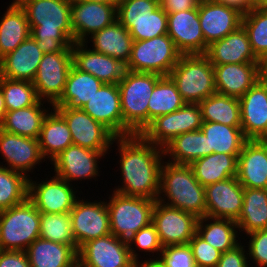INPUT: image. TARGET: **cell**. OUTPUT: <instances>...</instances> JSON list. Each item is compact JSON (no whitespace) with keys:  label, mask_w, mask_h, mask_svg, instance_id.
<instances>
[{"label":"cell","mask_w":267,"mask_h":267,"mask_svg":"<svg viewBox=\"0 0 267 267\" xmlns=\"http://www.w3.org/2000/svg\"><path fill=\"white\" fill-rule=\"evenodd\" d=\"M122 186L114 192L125 196L157 200L160 191L163 148L146 141L140 134L115 137ZM124 183V184H123Z\"/></svg>","instance_id":"cell-1"},{"label":"cell","mask_w":267,"mask_h":267,"mask_svg":"<svg viewBox=\"0 0 267 267\" xmlns=\"http://www.w3.org/2000/svg\"><path fill=\"white\" fill-rule=\"evenodd\" d=\"M25 11L31 37L44 54L72 48L71 2L68 0H15Z\"/></svg>","instance_id":"cell-2"},{"label":"cell","mask_w":267,"mask_h":267,"mask_svg":"<svg viewBox=\"0 0 267 267\" xmlns=\"http://www.w3.org/2000/svg\"><path fill=\"white\" fill-rule=\"evenodd\" d=\"M157 200L186 211L198 219L206 216L205 187L195 178L189 165L163 162Z\"/></svg>","instance_id":"cell-3"},{"label":"cell","mask_w":267,"mask_h":267,"mask_svg":"<svg viewBox=\"0 0 267 267\" xmlns=\"http://www.w3.org/2000/svg\"><path fill=\"white\" fill-rule=\"evenodd\" d=\"M168 76L186 103H200L217 93L214 66L205 54H181Z\"/></svg>","instance_id":"cell-4"},{"label":"cell","mask_w":267,"mask_h":267,"mask_svg":"<svg viewBox=\"0 0 267 267\" xmlns=\"http://www.w3.org/2000/svg\"><path fill=\"white\" fill-rule=\"evenodd\" d=\"M161 75L127 70L118 83L123 122L140 134L148 125V102Z\"/></svg>","instance_id":"cell-5"},{"label":"cell","mask_w":267,"mask_h":267,"mask_svg":"<svg viewBox=\"0 0 267 267\" xmlns=\"http://www.w3.org/2000/svg\"><path fill=\"white\" fill-rule=\"evenodd\" d=\"M117 20L134 41L167 34V13L161 8L160 0H119Z\"/></svg>","instance_id":"cell-6"},{"label":"cell","mask_w":267,"mask_h":267,"mask_svg":"<svg viewBox=\"0 0 267 267\" xmlns=\"http://www.w3.org/2000/svg\"><path fill=\"white\" fill-rule=\"evenodd\" d=\"M40 213L29 199L0 211V250L25 251L40 237Z\"/></svg>","instance_id":"cell-7"},{"label":"cell","mask_w":267,"mask_h":267,"mask_svg":"<svg viewBox=\"0 0 267 267\" xmlns=\"http://www.w3.org/2000/svg\"><path fill=\"white\" fill-rule=\"evenodd\" d=\"M106 205L109 211L110 232L128 241L141 228L152 223L156 200L125 196L114 192Z\"/></svg>","instance_id":"cell-8"},{"label":"cell","mask_w":267,"mask_h":267,"mask_svg":"<svg viewBox=\"0 0 267 267\" xmlns=\"http://www.w3.org/2000/svg\"><path fill=\"white\" fill-rule=\"evenodd\" d=\"M181 53L168 34L147 40L134 41L126 69L133 72L168 76Z\"/></svg>","instance_id":"cell-9"},{"label":"cell","mask_w":267,"mask_h":267,"mask_svg":"<svg viewBox=\"0 0 267 267\" xmlns=\"http://www.w3.org/2000/svg\"><path fill=\"white\" fill-rule=\"evenodd\" d=\"M202 124L199 103H185L175 112L156 117L140 135L153 145L163 148L180 134L200 130Z\"/></svg>","instance_id":"cell-10"},{"label":"cell","mask_w":267,"mask_h":267,"mask_svg":"<svg viewBox=\"0 0 267 267\" xmlns=\"http://www.w3.org/2000/svg\"><path fill=\"white\" fill-rule=\"evenodd\" d=\"M72 65V48L43 55L32 82L40 100L52 106L61 97Z\"/></svg>","instance_id":"cell-11"},{"label":"cell","mask_w":267,"mask_h":267,"mask_svg":"<svg viewBox=\"0 0 267 267\" xmlns=\"http://www.w3.org/2000/svg\"><path fill=\"white\" fill-rule=\"evenodd\" d=\"M66 121L72 135L73 145L108 152L115 136L101 123L94 120L82 109L66 106H52Z\"/></svg>","instance_id":"cell-12"},{"label":"cell","mask_w":267,"mask_h":267,"mask_svg":"<svg viewBox=\"0 0 267 267\" xmlns=\"http://www.w3.org/2000/svg\"><path fill=\"white\" fill-rule=\"evenodd\" d=\"M197 222L196 216L156 200L152 224L163 247L188 244L197 232Z\"/></svg>","instance_id":"cell-13"},{"label":"cell","mask_w":267,"mask_h":267,"mask_svg":"<svg viewBox=\"0 0 267 267\" xmlns=\"http://www.w3.org/2000/svg\"><path fill=\"white\" fill-rule=\"evenodd\" d=\"M77 256L83 267H135L128 241L112 233L84 243Z\"/></svg>","instance_id":"cell-14"},{"label":"cell","mask_w":267,"mask_h":267,"mask_svg":"<svg viewBox=\"0 0 267 267\" xmlns=\"http://www.w3.org/2000/svg\"><path fill=\"white\" fill-rule=\"evenodd\" d=\"M84 201L78 198L70 211L72 232L78 249L90 240L111 233L106 202Z\"/></svg>","instance_id":"cell-15"},{"label":"cell","mask_w":267,"mask_h":267,"mask_svg":"<svg viewBox=\"0 0 267 267\" xmlns=\"http://www.w3.org/2000/svg\"><path fill=\"white\" fill-rule=\"evenodd\" d=\"M81 109L106 127L115 137L135 134L123 122L118 84L104 83Z\"/></svg>","instance_id":"cell-16"},{"label":"cell","mask_w":267,"mask_h":267,"mask_svg":"<svg viewBox=\"0 0 267 267\" xmlns=\"http://www.w3.org/2000/svg\"><path fill=\"white\" fill-rule=\"evenodd\" d=\"M73 43H88V37L117 20V4L78 0L71 2Z\"/></svg>","instance_id":"cell-17"},{"label":"cell","mask_w":267,"mask_h":267,"mask_svg":"<svg viewBox=\"0 0 267 267\" xmlns=\"http://www.w3.org/2000/svg\"><path fill=\"white\" fill-rule=\"evenodd\" d=\"M198 13L205 53L212 42L221 40L242 25V11L214 0H200Z\"/></svg>","instance_id":"cell-18"},{"label":"cell","mask_w":267,"mask_h":267,"mask_svg":"<svg viewBox=\"0 0 267 267\" xmlns=\"http://www.w3.org/2000/svg\"><path fill=\"white\" fill-rule=\"evenodd\" d=\"M38 183L29 179L28 199L41 213H70L79 198L72 183L56 175Z\"/></svg>","instance_id":"cell-19"},{"label":"cell","mask_w":267,"mask_h":267,"mask_svg":"<svg viewBox=\"0 0 267 267\" xmlns=\"http://www.w3.org/2000/svg\"><path fill=\"white\" fill-rule=\"evenodd\" d=\"M107 153L72 144L51 162L55 175L70 183L99 176L98 160Z\"/></svg>","instance_id":"cell-20"},{"label":"cell","mask_w":267,"mask_h":267,"mask_svg":"<svg viewBox=\"0 0 267 267\" xmlns=\"http://www.w3.org/2000/svg\"><path fill=\"white\" fill-rule=\"evenodd\" d=\"M239 103L244 136L248 140L267 139V82L259 80Z\"/></svg>","instance_id":"cell-21"},{"label":"cell","mask_w":267,"mask_h":267,"mask_svg":"<svg viewBox=\"0 0 267 267\" xmlns=\"http://www.w3.org/2000/svg\"><path fill=\"white\" fill-rule=\"evenodd\" d=\"M167 34L181 54H205L198 6L187 11L168 13Z\"/></svg>","instance_id":"cell-22"},{"label":"cell","mask_w":267,"mask_h":267,"mask_svg":"<svg viewBox=\"0 0 267 267\" xmlns=\"http://www.w3.org/2000/svg\"><path fill=\"white\" fill-rule=\"evenodd\" d=\"M244 187L230 177L205 187L206 216L236 221L243 206Z\"/></svg>","instance_id":"cell-23"},{"label":"cell","mask_w":267,"mask_h":267,"mask_svg":"<svg viewBox=\"0 0 267 267\" xmlns=\"http://www.w3.org/2000/svg\"><path fill=\"white\" fill-rule=\"evenodd\" d=\"M0 153L6 160L4 162H7V168L26 177L29 176V179L31 177L28 172H31L36 164L42 163V160L45 161L38 139L8 133L2 129H0Z\"/></svg>","instance_id":"cell-24"},{"label":"cell","mask_w":267,"mask_h":267,"mask_svg":"<svg viewBox=\"0 0 267 267\" xmlns=\"http://www.w3.org/2000/svg\"><path fill=\"white\" fill-rule=\"evenodd\" d=\"M85 42L73 43V65L107 84H118L124 77L126 64L108 55L87 49Z\"/></svg>","instance_id":"cell-25"},{"label":"cell","mask_w":267,"mask_h":267,"mask_svg":"<svg viewBox=\"0 0 267 267\" xmlns=\"http://www.w3.org/2000/svg\"><path fill=\"white\" fill-rule=\"evenodd\" d=\"M236 177L244 188L267 189V139L245 142L238 155Z\"/></svg>","instance_id":"cell-26"},{"label":"cell","mask_w":267,"mask_h":267,"mask_svg":"<svg viewBox=\"0 0 267 267\" xmlns=\"http://www.w3.org/2000/svg\"><path fill=\"white\" fill-rule=\"evenodd\" d=\"M213 66L216 91L222 95L240 99L260 80V62Z\"/></svg>","instance_id":"cell-27"},{"label":"cell","mask_w":267,"mask_h":267,"mask_svg":"<svg viewBox=\"0 0 267 267\" xmlns=\"http://www.w3.org/2000/svg\"><path fill=\"white\" fill-rule=\"evenodd\" d=\"M44 53L31 36L0 59V76L33 82Z\"/></svg>","instance_id":"cell-28"},{"label":"cell","mask_w":267,"mask_h":267,"mask_svg":"<svg viewBox=\"0 0 267 267\" xmlns=\"http://www.w3.org/2000/svg\"><path fill=\"white\" fill-rule=\"evenodd\" d=\"M205 55L213 65L260 62L252 51L243 25L221 40L212 42Z\"/></svg>","instance_id":"cell-29"},{"label":"cell","mask_w":267,"mask_h":267,"mask_svg":"<svg viewBox=\"0 0 267 267\" xmlns=\"http://www.w3.org/2000/svg\"><path fill=\"white\" fill-rule=\"evenodd\" d=\"M92 50L127 64L134 40L130 32L118 21L89 36Z\"/></svg>","instance_id":"cell-30"},{"label":"cell","mask_w":267,"mask_h":267,"mask_svg":"<svg viewBox=\"0 0 267 267\" xmlns=\"http://www.w3.org/2000/svg\"><path fill=\"white\" fill-rule=\"evenodd\" d=\"M25 252L31 267H70L78 260L77 251L71 245L40 237Z\"/></svg>","instance_id":"cell-31"},{"label":"cell","mask_w":267,"mask_h":267,"mask_svg":"<svg viewBox=\"0 0 267 267\" xmlns=\"http://www.w3.org/2000/svg\"><path fill=\"white\" fill-rule=\"evenodd\" d=\"M104 83L90 73L80 71L74 65L69 70L61 97L52 106L81 109Z\"/></svg>","instance_id":"cell-32"},{"label":"cell","mask_w":267,"mask_h":267,"mask_svg":"<svg viewBox=\"0 0 267 267\" xmlns=\"http://www.w3.org/2000/svg\"><path fill=\"white\" fill-rule=\"evenodd\" d=\"M38 143L44 159L50 157V161L73 144L72 135L65 119L54 108L43 120Z\"/></svg>","instance_id":"cell-33"},{"label":"cell","mask_w":267,"mask_h":267,"mask_svg":"<svg viewBox=\"0 0 267 267\" xmlns=\"http://www.w3.org/2000/svg\"><path fill=\"white\" fill-rule=\"evenodd\" d=\"M239 154L212 153L192 162L195 178L206 187L207 185L226 180L237 175Z\"/></svg>","instance_id":"cell-34"},{"label":"cell","mask_w":267,"mask_h":267,"mask_svg":"<svg viewBox=\"0 0 267 267\" xmlns=\"http://www.w3.org/2000/svg\"><path fill=\"white\" fill-rule=\"evenodd\" d=\"M30 31L25 11L13 0L0 19V59L28 39Z\"/></svg>","instance_id":"cell-35"},{"label":"cell","mask_w":267,"mask_h":267,"mask_svg":"<svg viewBox=\"0 0 267 267\" xmlns=\"http://www.w3.org/2000/svg\"><path fill=\"white\" fill-rule=\"evenodd\" d=\"M163 153L164 157L170 155L169 163L190 165L208 155L207 137L201 129L180 134L163 147Z\"/></svg>","instance_id":"cell-36"},{"label":"cell","mask_w":267,"mask_h":267,"mask_svg":"<svg viewBox=\"0 0 267 267\" xmlns=\"http://www.w3.org/2000/svg\"><path fill=\"white\" fill-rule=\"evenodd\" d=\"M42 101L39 100L33 106L7 111L0 129L23 137L38 139L43 120L49 112L48 108L46 110L45 106L43 107L46 101Z\"/></svg>","instance_id":"cell-37"},{"label":"cell","mask_w":267,"mask_h":267,"mask_svg":"<svg viewBox=\"0 0 267 267\" xmlns=\"http://www.w3.org/2000/svg\"><path fill=\"white\" fill-rule=\"evenodd\" d=\"M201 130L207 137L208 155L212 153L240 154L248 140L244 136L241 126L203 122Z\"/></svg>","instance_id":"cell-38"},{"label":"cell","mask_w":267,"mask_h":267,"mask_svg":"<svg viewBox=\"0 0 267 267\" xmlns=\"http://www.w3.org/2000/svg\"><path fill=\"white\" fill-rule=\"evenodd\" d=\"M246 234L267 229V189L244 188L243 206L236 220Z\"/></svg>","instance_id":"cell-39"},{"label":"cell","mask_w":267,"mask_h":267,"mask_svg":"<svg viewBox=\"0 0 267 267\" xmlns=\"http://www.w3.org/2000/svg\"><path fill=\"white\" fill-rule=\"evenodd\" d=\"M236 228L238 230V225L234 220L204 216L198 219L196 233L223 253L240 244L236 239L238 238Z\"/></svg>","instance_id":"cell-40"},{"label":"cell","mask_w":267,"mask_h":267,"mask_svg":"<svg viewBox=\"0 0 267 267\" xmlns=\"http://www.w3.org/2000/svg\"><path fill=\"white\" fill-rule=\"evenodd\" d=\"M203 122H217L228 126H241L239 99L219 93L199 103Z\"/></svg>","instance_id":"cell-41"},{"label":"cell","mask_w":267,"mask_h":267,"mask_svg":"<svg viewBox=\"0 0 267 267\" xmlns=\"http://www.w3.org/2000/svg\"><path fill=\"white\" fill-rule=\"evenodd\" d=\"M186 102L169 76H162L156 83L148 102V124L156 117L180 109Z\"/></svg>","instance_id":"cell-42"},{"label":"cell","mask_w":267,"mask_h":267,"mask_svg":"<svg viewBox=\"0 0 267 267\" xmlns=\"http://www.w3.org/2000/svg\"><path fill=\"white\" fill-rule=\"evenodd\" d=\"M29 177L0 165V211L28 199Z\"/></svg>","instance_id":"cell-43"},{"label":"cell","mask_w":267,"mask_h":267,"mask_svg":"<svg viewBox=\"0 0 267 267\" xmlns=\"http://www.w3.org/2000/svg\"><path fill=\"white\" fill-rule=\"evenodd\" d=\"M40 238L78 247L72 232L70 213H40Z\"/></svg>","instance_id":"cell-44"},{"label":"cell","mask_w":267,"mask_h":267,"mask_svg":"<svg viewBox=\"0 0 267 267\" xmlns=\"http://www.w3.org/2000/svg\"><path fill=\"white\" fill-rule=\"evenodd\" d=\"M0 89L7 111L33 106L40 100L30 81L10 80L0 76Z\"/></svg>","instance_id":"cell-45"},{"label":"cell","mask_w":267,"mask_h":267,"mask_svg":"<svg viewBox=\"0 0 267 267\" xmlns=\"http://www.w3.org/2000/svg\"><path fill=\"white\" fill-rule=\"evenodd\" d=\"M242 25L253 53L261 60L267 54V9H250L243 13Z\"/></svg>","instance_id":"cell-46"},{"label":"cell","mask_w":267,"mask_h":267,"mask_svg":"<svg viewBox=\"0 0 267 267\" xmlns=\"http://www.w3.org/2000/svg\"><path fill=\"white\" fill-rule=\"evenodd\" d=\"M132 245L137 246L141 251L152 252L153 254L154 252L157 254L159 252V257L163 249L156 228L152 223L147 227L141 228L128 240L131 257L136 262L139 259V254L133 249Z\"/></svg>","instance_id":"cell-47"},{"label":"cell","mask_w":267,"mask_h":267,"mask_svg":"<svg viewBox=\"0 0 267 267\" xmlns=\"http://www.w3.org/2000/svg\"><path fill=\"white\" fill-rule=\"evenodd\" d=\"M188 245L192 249L196 267H216L221 251L211 246L197 233L190 239Z\"/></svg>","instance_id":"cell-48"},{"label":"cell","mask_w":267,"mask_h":267,"mask_svg":"<svg viewBox=\"0 0 267 267\" xmlns=\"http://www.w3.org/2000/svg\"><path fill=\"white\" fill-rule=\"evenodd\" d=\"M159 258L166 267H196L192 249L186 245L164 246Z\"/></svg>","instance_id":"cell-49"},{"label":"cell","mask_w":267,"mask_h":267,"mask_svg":"<svg viewBox=\"0 0 267 267\" xmlns=\"http://www.w3.org/2000/svg\"><path fill=\"white\" fill-rule=\"evenodd\" d=\"M248 246V256L253 263L259 267H267V229L250 232Z\"/></svg>","instance_id":"cell-50"},{"label":"cell","mask_w":267,"mask_h":267,"mask_svg":"<svg viewBox=\"0 0 267 267\" xmlns=\"http://www.w3.org/2000/svg\"><path fill=\"white\" fill-rule=\"evenodd\" d=\"M244 247L246 246H243L242 243H240L235 248L223 252L216 267H249V261L247 260L250 258Z\"/></svg>","instance_id":"cell-51"},{"label":"cell","mask_w":267,"mask_h":267,"mask_svg":"<svg viewBox=\"0 0 267 267\" xmlns=\"http://www.w3.org/2000/svg\"><path fill=\"white\" fill-rule=\"evenodd\" d=\"M0 267H31L25 251L0 250Z\"/></svg>","instance_id":"cell-52"},{"label":"cell","mask_w":267,"mask_h":267,"mask_svg":"<svg viewBox=\"0 0 267 267\" xmlns=\"http://www.w3.org/2000/svg\"><path fill=\"white\" fill-rule=\"evenodd\" d=\"M200 0H160L161 8L168 13L195 9Z\"/></svg>","instance_id":"cell-53"},{"label":"cell","mask_w":267,"mask_h":267,"mask_svg":"<svg viewBox=\"0 0 267 267\" xmlns=\"http://www.w3.org/2000/svg\"><path fill=\"white\" fill-rule=\"evenodd\" d=\"M214 1L236 7L243 13L248 12L250 10L249 0H214Z\"/></svg>","instance_id":"cell-54"},{"label":"cell","mask_w":267,"mask_h":267,"mask_svg":"<svg viewBox=\"0 0 267 267\" xmlns=\"http://www.w3.org/2000/svg\"><path fill=\"white\" fill-rule=\"evenodd\" d=\"M135 267H166L162 261L159 258H154L150 260H144V261H136Z\"/></svg>","instance_id":"cell-55"},{"label":"cell","mask_w":267,"mask_h":267,"mask_svg":"<svg viewBox=\"0 0 267 267\" xmlns=\"http://www.w3.org/2000/svg\"><path fill=\"white\" fill-rule=\"evenodd\" d=\"M260 80L267 82V54L260 60Z\"/></svg>","instance_id":"cell-56"},{"label":"cell","mask_w":267,"mask_h":267,"mask_svg":"<svg viewBox=\"0 0 267 267\" xmlns=\"http://www.w3.org/2000/svg\"><path fill=\"white\" fill-rule=\"evenodd\" d=\"M250 9H267V0H249Z\"/></svg>","instance_id":"cell-57"},{"label":"cell","mask_w":267,"mask_h":267,"mask_svg":"<svg viewBox=\"0 0 267 267\" xmlns=\"http://www.w3.org/2000/svg\"><path fill=\"white\" fill-rule=\"evenodd\" d=\"M7 112L6 106H5V100H4V96L3 93L0 89V126L4 120L5 114Z\"/></svg>","instance_id":"cell-58"},{"label":"cell","mask_w":267,"mask_h":267,"mask_svg":"<svg viewBox=\"0 0 267 267\" xmlns=\"http://www.w3.org/2000/svg\"><path fill=\"white\" fill-rule=\"evenodd\" d=\"M84 1L99 2L104 4H117L119 0H84Z\"/></svg>","instance_id":"cell-59"},{"label":"cell","mask_w":267,"mask_h":267,"mask_svg":"<svg viewBox=\"0 0 267 267\" xmlns=\"http://www.w3.org/2000/svg\"><path fill=\"white\" fill-rule=\"evenodd\" d=\"M70 267H83L82 264L77 260Z\"/></svg>","instance_id":"cell-60"}]
</instances>
